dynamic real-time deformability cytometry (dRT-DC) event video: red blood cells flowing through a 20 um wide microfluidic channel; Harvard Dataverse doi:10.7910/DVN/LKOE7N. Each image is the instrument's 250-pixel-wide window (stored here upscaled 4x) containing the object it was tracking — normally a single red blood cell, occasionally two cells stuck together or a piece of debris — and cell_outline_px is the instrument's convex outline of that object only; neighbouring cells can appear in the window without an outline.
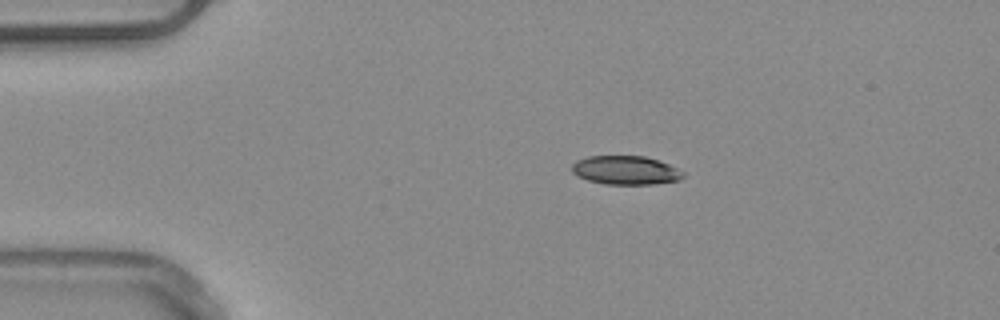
{"species": "common noctule bat (a hibernating species)", "species_latin": "Nyctalus noctula", "temperature_condition": "warm", "stored_images_in_passage": 43, "camera_frame_rate_fps": 3000, "um_per_image_px": 0.085, "animal": {"sex": "male", "body_mass_g": 20.4}, "frame": {"image": 1, "passage_image": 1, "time_ms": 0.0, "image_size_px": [1000, 320], "cell_outline_px": [[684, 176], [680, 180], [652, 184], [604, 184], [588, 180], [576, 176], [572, 172], [572, 164], [576, 160], [588, 156], [644, 156], [668, 164], [684, 172]], "centroid_in_image_um": [53.15, 14.47], "position_along_channel_um": 31.9, "area_um2": 18.61}}
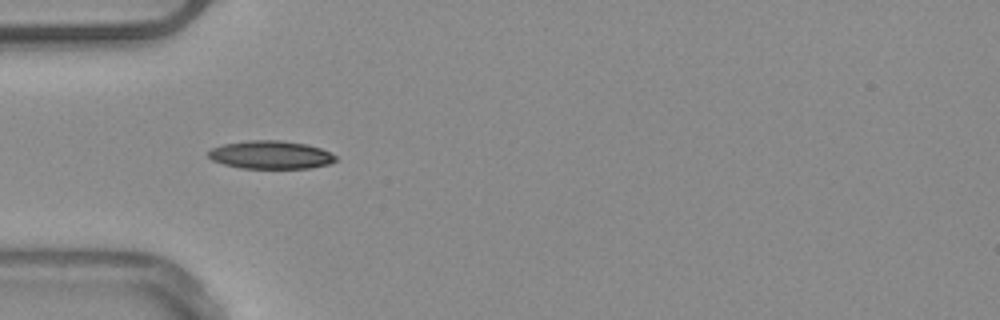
{"frame": {"image": 2, "passage_image": 7, "time_ms": 2.0, "image_size_px": [1000, 320], "cell_outline_px": [[336, 160], [328, 164], [308, 168], [240, 168], [224, 164], [212, 160], [208, 156], [208, 152], [212, 148], [224, 144], [252, 140], [280, 140], [308, 144], [320, 148], [336, 156]], "centroid_in_image_um": [23.0, 13.16], "position_along_channel_um": 62.0, "area_um2": 20.69}}
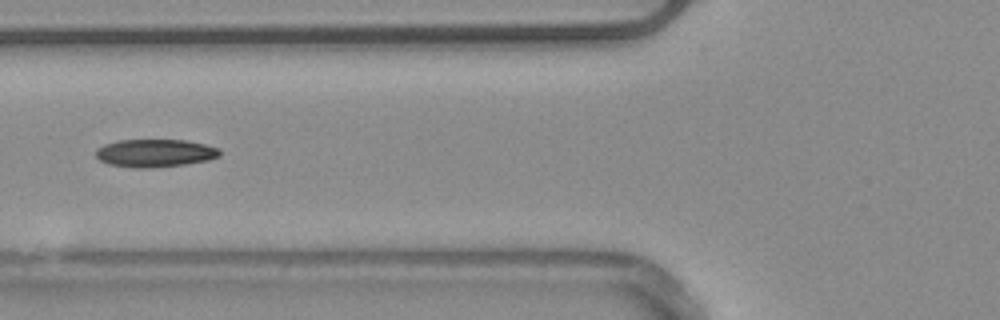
{"frame": {"image": 3, "passage_image": 11, "time_ms": 3.333, "image_size_px": [1000, 320], "cell_outline_px": [[220, 156], [208, 160], [184, 164], [152, 168], [132, 168], [108, 164], [100, 160], [96, 156], [96, 148], [104, 144], [120, 140], [188, 140], [204, 144], [216, 148], [220, 152]], "centroid_in_image_um": [13.14, 13.01], "position_along_channel_um": 112.7, "area_um2": 20.11}, "authors_computed_cell_mechanics": {"area_um2": 19.4786, "velocity_mm_per_s": 3.9313, "shape_relaxation_time_tau1_ms": 8.6984, "shape_relaxation_time_tau2_ms": 7.3643, "deformation_change_tau1": 0.212, "deformation_change_tau2": 0.1705}}